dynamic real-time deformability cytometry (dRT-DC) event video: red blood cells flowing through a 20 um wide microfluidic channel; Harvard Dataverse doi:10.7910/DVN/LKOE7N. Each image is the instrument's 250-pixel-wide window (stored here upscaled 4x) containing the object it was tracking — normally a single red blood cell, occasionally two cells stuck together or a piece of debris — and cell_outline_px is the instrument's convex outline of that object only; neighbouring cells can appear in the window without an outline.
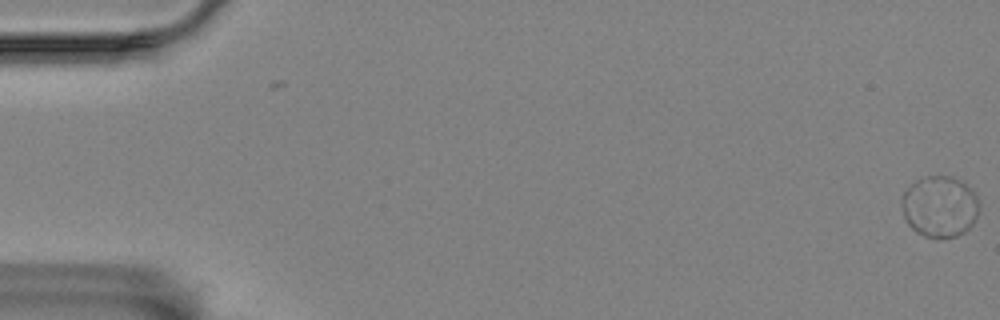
{"species": "Egyptian fruit bat (a non-hibernating species)", "species_latin": "Rousettus aegyptiacus", "temperature_condition": "room temperature", "stored_images_in_passage": 4, "camera_frame_rate_fps": 3000, "um_per_image_px": 0.085, "animal": {"sex": "female"}, "frame": {"image": 1, "passage_image": 4, "time_ms": 1.0, "image_size_px": [1000, 320], "cell_outline_px": [[980, 204], [976, 216], [972, 224], [964, 232], [956, 236], [940, 240], [924, 236], [916, 232], [908, 224], [904, 216], [900, 204], [900, 200], [904, 192], [916, 180], [924, 176], [952, 176], [960, 180], [976, 196]], "centroid_in_image_um": [79.84, 17.58], "position_along_channel_um": 5.2, "area_um2": 27.8}}